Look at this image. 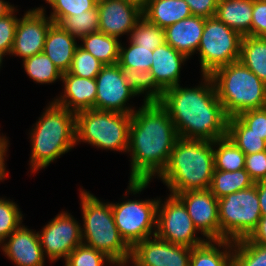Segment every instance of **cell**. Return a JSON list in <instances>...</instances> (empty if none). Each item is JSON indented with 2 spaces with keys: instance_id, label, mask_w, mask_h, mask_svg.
I'll use <instances>...</instances> for the list:
<instances>
[{
  "instance_id": "1",
  "label": "cell",
  "mask_w": 266,
  "mask_h": 266,
  "mask_svg": "<svg viewBox=\"0 0 266 266\" xmlns=\"http://www.w3.org/2000/svg\"><path fill=\"white\" fill-rule=\"evenodd\" d=\"M178 138L172 119L159 102H144L131 114L127 151L132 155V169L128 192H141L152 176L162 173Z\"/></svg>"
},
{
  "instance_id": "2",
  "label": "cell",
  "mask_w": 266,
  "mask_h": 266,
  "mask_svg": "<svg viewBox=\"0 0 266 266\" xmlns=\"http://www.w3.org/2000/svg\"><path fill=\"white\" fill-rule=\"evenodd\" d=\"M204 84L182 88L180 84L166 89L160 105L168 112L180 138L214 142L227 136L228 115L218 99L210 75Z\"/></svg>"
},
{
  "instance_id": "3",
  "label": "cell",
  "mask_w": 266,
  "mask_h": 266,
  "mask_svg": "<svg viewBox=\"0 0 266 266\" xmlns=\"http://www.w3.org/2000/svg\"><path fill=\"white\" fill-rule=\"evenodd\" d=\"M213 142L178 138L159 175L171 194L209 189L215 169Z\"/></svg>"
},
{
  "instance_id": "4",
  "label": "cell",
  "mask_w": 266,
  "mask_h": 266,
  "mask_svg": "<svg viewBox=\"0 0 266 266\" xmlns=\"http://www.w3.org/2000/svg\"><path fill=\"white\" fill-rule=\"evenodd\" d=\"M75 125L76 113L52 101L30 133L31 172L47 167L75 146Z\"/></svg>"
},
{
  "instance_id": "5",
  "label": "cell",
  "mask_w": 266,
  "mask_h": 266,
  "mask_svg": "<svg viewBox=\"0 0 266 266\" xmlns=\"http://www.w3.org/2000/svg\"><path fill=\"white\" fill-rule=\"evenodd\" d=\"M80 192L84 221V228H81L83 244L104 253L115 265L127 264L131 248L119 234L111 203L101 202L87 191Z\"/></svg>"
},
{
  "instance_id": "6",
  "label": "cell",
  "mask_w": 266,
  "mask_h": 266,
  "mask_svg": "<svg viewBox=\"0 0 266 266\" xmlns=\"http://www.w3.org/2000/svg\"><path fill=\"white\" fill-rule=\"evenodd\" d=\"M210 76L229 118L266 107V83L239 60L216 69Z\"/></svg>"
},
{
  "instance_id": "7",
  "label": "cell",
  "mask_w": 266,
  "mask_h": 266,
  "mask_svg": "<svg viewBox=\"0 0 266 266\" xmlns=\"http://www.w3.org/2000/svg\"><path fill=\"white\" fill-rule=\"evenodd\" d=\"M131 114L87 109L76 113V144L87 142L102 149L125 151L129 145Z\"/></svg>"
},
{
  "instance_id": "8",
  "label": "cell",
  "mask_w": 266,
  "mask_h": 266,
  "mask_svg": "<svg viewBox=\"0 0 266 266\" xmlns=\"http://www.w3.org/2000/svg\"><path fill=\"white\" fill-rule=\"evenodd\" d=\"M218 212L220 240L247 238L262 217L256 185L218 199Z\"/></svg>"
},
{
  "instance_id": "9",
  "label": "cell",
  "mask_w": 266,
  "mask_h": 266,
  "mask_svg": "<svg viewBox=\"0 0 266 266\" xmlns=\"http://www.w3.org/2000/svg\"><path fill=\"white\" fill-rule=\"evenodd\" d=\"M242 36L216 17L205 18L199 43L202 75L239 60Z\"/></svg>"
},
{
  "instance_id": "10",
  "label": "cell",
  "mask_w": 266,
  "mask_h": 266,
  "mask_svg": "<svg viewBox=\"0 0 266 266\" xmlns=\"http://www.w3.org/2000/svg\"><path fill=\"white\" fill-rule=\"evenodd\" d=\"M158 201V199H148L126 200L120 204L111 203L119 234L130 248L151 237L152 233L155 235ZM153 227H155L154 232Z\"/></svg>"
},
{
  "instance_id": "11",
  "label": "cell",
  "mask_w": 266,
  "mask_h": 266,
  "mask_svg": "<svg viewBox=\"0 0 266 266\" xmlns=\"http://www.w3.org/2000/svg\"><path fill=\"white\" fill-rule=\"evenodd\" d=\"M196 230L184 203L176 195L170 194L162 204L159 199L155 233L158 238L193 248L207 241L196 237Z\"/></svg>"
},
{
  "instance_id": "12",
  "label": "cell",
  "mask_w": 266,
  "mask_h": 266,
  "mask_svg": "<svg viewBox=\"0 0 266 266\" xmlns=\"http://www.w3.org/2000/svg\"><path fill=\"white\" fill-rule=\"evenodd\" d=\"M40 233L38 236L43 253L48 255L51 262L61 257L65 260L83 243L81 226L68 212L58 214Z\"/></svg>"
},
{
  "instance_id": "13",
  "label": "cell",
  "mask_w": 266,
  "mask_h": 266,
  "mask_svg": "<svg viewBox=\"0 0 266 266\" xmlns=\"http://www.w3.org/2000/svg\"><path fill=\"white\" fill-rule=\"evenodd\" d=\"M96 80L95 109L132 114L135 109L125 107L130 97L137 94L130 89L123 77L120 65H104Z\"/></svg>"
},
{
  "instance_id": "14",
  "label": "cell",
  "mask_w": 266,
  "mask_h": 266,
  "mask_svg": "<svg viewBox=\"0 0 266 266\" xmlns=\"http://www.w3.org/2000/svg\"><path fill=\"white\" fill-rule=\"evenodd\" d=\"M152 237L131 248L130 260L134 266H189L192 248L170 243L156 235Z\"/></svg>"
},
{
  "instance_id": "15",
  "label": "cell",
  "mask_w": 266,
  "mask_h": 266,
  "mask_svg": "<svg viewBox=\"0 0 266 266\" xmlns=\"http://www.w3.org/2000/svg\"><path fill=\"white\" fill-rule=\"evenodd\" d=\"M44 8L29 10L18 19L11 55L26 59L43 52L49 28L54 24L45 17Z\"/></svg>"
},
{
  "instance_id": "16",
  "label": "cell",
  "mask_w": 266,
  "mask_h": 266,
  "mask_svg": "<svg viewBox=\"0 0 266 266\" xmlns=\"http://www.w3.org/2000/svg\"><path fill=\"white\" fill-rule=\"evenodd\" d=\"M185 205L197 231L208 240H220L218 199L210 189L190 190L175 194Z\"/></svg>"
},
{
  "instance_id": "17",
  "label": "cell",
  "mask_w": 266,
  "mask_h": 266,
  "mask_svg": "<svg viewBox=\"0 0 266 266\" xmlns=\"http://www.w3.org/2000/svg\"><path fill=\"white\" fill-rule=\"evenodd\" d=\"M99 31L119 38L131 33L143 17L142 11L124 0H98Z\"/></svg>"
},
{
  "instance_id": "18",
  "label": "cell",
  "mask_w": 266,
  "mask_h": 266,
  "mask_svg": "<svg viewBox=\"0 0 266 266\" xmlns=\"http://www.w3.org/2000/svg\"><path fill=\"white\" fill-rule=\"evenodd\" d=\"M8 238L9 241L1 248L17 266H44V253L38 232L20 225Z\"/></svg>"
},
{
  "instance_id": "19",
  "label": "cell",
  "mask_w": 266,
  "mask_h": 266,
  "mask_svg": "<svg viewBox=\"0 0 266 266\" xmlns=\"http://www.w3.org/2000/svg\"><path fill=\"white\" fill-rule=\"evenodd\" d=\"M64 93L53 102L74 113L87 109H95L96 80L95 78H81L69 72L62 74Z\"/></svg>"
},
{
  "instance_id": "20",
  "label": "cell",
  "mask_w": 266,
  "mask_h": 266,
  "mask_svg": "<svg viewBox=\"0 0 266 266\" xmlns=\"http://www.w3.org/2000/svg\"><path fill=\"white\" fill-rule=\"evenodd\" d=\"M205 18L191 15L164 29L165 42L187 58L199 48Z\"/></svg>"
},
{
  "instance_id": "21",
  "label": "cell",
  "mask_w": 266,
  "mask_h": 266,
  "mask_svg": "<svg viewBox=\"0 0 266 266\" xmlns=\"http://www.w3.org/2000/svg\"><path fill=\"white\" fill-rule=\"evenodd\" d=\"M150 71L156 83L165 91L179 84L181 64L188 59L167 43L155 48Z\"/></svg>"
},
{
  "instance_id": "22",
  "label": "cell",
  "mask_w": 266,
  "mask_h": 266,
  "mask_svg": "<svg viewBox=\"0 0 266 266\" xmlns=\"http://www.w3.org/2000/svg\"><path fill=\"white\" fill-rule=\"evenodd\" d=\"M75 40L76 38L59 24L54 23L48 30L43 53L62 73L68 72L71 67L74 52L78 46Z\"/></svg>"
},
{
  "instance_id": "23",
  "label": "cell",
  "mask_w": 266,
  "mask_h": 266,
  "mask_svg": "<svg viewBox=\"0 0 266 266\" xmlns=\"http://www.w3.org/2000/svg\"><path fill=\"white\" fill-rule=\"evenodd\" d=\"M253 0H218L215 17L238 32L251 35Z\"/></svg>"
},
{
  "instance_id": "24",
  "label": "cell",
  "mask_w": 266,
  "mask_h": 266,
  "mask_svg": "<svg viewBox=\"0 0 266 266\" xmlns=\"http://www.w3.org/2000/svg\"><path fill=\"white\" fill-rule=\"evenodd\" d=\"M142 15L148 22L165 29L190 17L192 12L185 0H149Z\"/></svg>"
},
{
  "instance_id": "25",
  "label": "cell",
  "mask_w": 266,
  "mask_h": 266,
  "mask_svg": "<svg viewBox=\"0 0 266 266\" xmlns=\"http://www.w3.org/2000/svg\"><path fill=\"white\" fill-rule=\"evenodd\" d=\"M219 247H225L226 250L220 251ZM228 249L232 251V241L226 239L207 240L192 248L189 266H233V252Z\"/></svg>"
},
{
  "instance_id": "26",
  "label": "cell",
  "mask_w": 266,
  "mask_h": 266,
  "mask_svg": "<svg viewBox=\"0 0 266 266\" xmlns=\"http://www.w3.org/2000/svg\"><path fill=\"white\" fill-rule=\"evenodd\" d=\"M239 61L266 83V38L243 36Z\"/></svg>"
},
{
  "instance_id": "27",
  "label": "cell",
  "mask_w": 266,
  "mask_h": 266,
  "mask_svg": "<svg viewBox=\"0 0 266 266\" xmlns=\"http://www.w3.org/2000/svg\"><path fill=\"white\" fill-rule=\"evenodd\" d=\"M83 45L80 47L91 53L104 65H114L119 61V39L106 35L103 32H95L81 38Z\"/></svg>"
},
{
  "instance_id": "28",
  "label": "cell",
  "mask_w": 266,
  "mask_h": 266,
  "mask_svg": "<svg viewBox=\"0 0 266 266\" xmlns=\"http://www.w3.org/2000/svg\"><path fill=\"white\" fill-rule=\"evenodd\" d=\"M253 185L255 182L245 169L233 172L214 169L209 189L217 199H221L228 194L250 188Z\"/></svg>"
},
{
  "instance_id": "29",
  "label": "cell",
  "mask_w": 266,
  "mask_h": 266,
  "mask_svg": "<svg viewBox=\"0 0 266 266\" xmlns=\"http://www.w3.org/2000/svg\"><path fill=\"white\" fill-rule=\"evenodd\" d=\"M127 86L137 95L145 94L144 102H159L164 90L156 83L150 70H137L121 67Z\"/></svg>"
},
{
  "instance_id": "30",
  "label": "cell",
  "mask_w": 266,
  "mask_h": 266,
  "mask_svg": "<svg viewBox=\"0 0 266 266\" xmlns=\"http://www.w3.org/2000/svg\"><path fill=\"white\" fill-rule=\"evenodd\" d=\"M227 136L245 155L266 150L264 136L250 132V128L238 116L228 119Z\"/></svg>"
},
{
  "instance_id": "31",
  "label": "cell",
  "mask_w": 266,
  "mask_h": 266,
  "mask_svg": "<svg viewBox=\"0 0 266 266\" xmlns=\"http://www.w3.org/2000/svg\"><path fill=\"white\" fill-rule=\"evenodd\" d=\"M213 145L218 147L213 150L216 170L233 172L245 169L246 155L228 136L215 140Z\"/></svg>"
},
{
  "instance_id": "32",
  "label": "cell",
  "mask_w": 266,
  "mask_h": 266,
  "mask_svg": "<svg viewBox=\"0 0 266 266\" xmlns=\"http://www.w3.org/2000/svg\"><path fill=\"white\" fill-rule=\"evenodd\" d=\"M23 65L28 76L37 83H53L62 78L63 73L43 52L24 59Z\"/></svg>"
},
{
  "instance_id": "33",
  "label": "cell",
  "mask_w": 266,
  "mask_h": 266,
  "mask_svg": "<svg viewBox=\"0 0 266 266\" xmlns=\"http://www.w3.org/2000/svg\"><path fill=\"white\" fill-rule=\"evenodd\" d=\"M58 24L74 38L81 39L90 33L99 31L98 8L96 6L89 11L68 16Z\"/></svg>"
},
{
  "instance_id": "34",
  "label": "cell",
  "mask_w": 266,
  "mask_h": 266,
  "mask_svg": "<svg viewBox=\"0 0 266 266\" xmlns=\"http://www.w3.org/2000/svg\"><path fill=\"white\" fill-rule=\"evenodd\" d=\"M233 247V266H266V245L243 238L234 241Z\"/></svg>"
},
{
  "instance_id": "35",
  "label": "cell",
  "mask_w": 266,
  "mask_h": 266,
  "mask_svg": "<svg viewBox=\"0 0 266 266\" xmlns=\"http://www.w3.org/2000/svg\"><path fill=\"white\" fill-rule=\"evenodd\" d=\"M129 39L134 44L145 48H151V50L166 43L164 29L148 22L144 17L137 22L134 29L131 31Z\"/></svg>"
},
{
  "instance_id": "36",
  "label": "cell",
  "mask_w": 266,
  "mask_h": 266,
  "mask_svg": "<svg viewBox=\"0 0 266 266\" xmlns=\"http://www.w3.org/2000/svg\"><path fill=\"white\" fill-rule=\"evenodd\" d=\"M152 56L153 50L151 48L138 46L130 40L127 49L120 44L118 64L124 68L150 70L153 62Z\"/></svg>"
},
{
  "instance_id": "37",
  "label": "cell",
  "mask_w": 266,
  "mask_h": 266,
  "mask_svg": "<svg viewBox=\"0 0 266 266\" xmlns=\"http://www.w3.org/2000/svg\"><path fill=\"white\" fill-rule=\"evenodd\" d=\"M52 6L50 15L53 23L58 24L62 19L74 14L89 11L97 6L98 0H45Z\"/></svg>"
},
{
  "instance_id": "38",
  "label": "cell",
  "mask_w": 266,
  "mask_h": 266,
  "mask_svg": "<svg viewBox=\"0 0 266 266\" xmlns=\"http://www.w3.org/2000/svg\"><path fill=\"white\" fill-rule=\"evenodd\" d=\"M103 66L102 62L78 45L68 72L81 78H95Z\"/></svg>"
},
{
  "instance_id": "39",
  "label": "cell",
  "mask_w": 266,
  "mask_h": 266,
  "mask_svg": "<svg viewBox=\"0 0 266 266\" xmlns=\"http://www.w3.org/2000/svg\"><path fill=\"white\" fill-rule=\"evenodd\" d=\"M105 261L115 265L104 253L82 243L65 259V266H103Z\"/></svg>"
},
{
  "instance_id": "40",
  "label": "cell",
  "mask_w": 266,
  "mask_h": 266,
  "mask_svg": "<svg viewBox=\"0 0 266 266\" xmlns=\"http://www.w3.org/2000/svg\"><path fill=\"white\" fill-rule=\"evenodd\" d=\"M13 201L0 198V243L13 233L22 223V213Z\"/></svg>"
},
{
  "instance_id": "41",
  "label": "cell",
  "mask_w": 266,
  "mask_h": 266,
  "mask_svg": "<svg viewBox=\"0 0 266 266\" xmlns=\"http://www.w3.org/2000/svg\"><path fill=\"white\" fill-rule=\"evenodd\" d=\"M13 14L14 9L5 17L0 18V52L4 55L10 54L14 43L18 18Z\"/></svg>"
},
{
  "instance_id": "42",
  "label": "cell",
  "mask_w": 266,
  "mask_h": 266,
  "mask_svg": "<svg viewBox=\"0 0 266 266\" xmlns=\"http://www.w3.org/2000/svg\"><path fill=\"white\" fill-rule=\"evenodd\" d=\"M238 117L250 128V132L264 136L266 141V107L243 111Z\"/></svg>"
},
{
  "instance_id": "43",
  "label": "cell",
  "mask_w": 266,
  "mask_h": 266,
  "mask_svg": "<svg viewBox=\"0 0 266 266\" xmlns=\"http://www.w3.org/2000/svg\"><path fill=\"white\" fill-rule=\"evenodd\" d=\"M245 170L254 182L266 180V150L246 155Z\"/></svg>"
},
{
  "instance_id": "44",
  "label": "cell",
  "mask_w": 266,
  "mask_h": 266,
  "mask_svg": "<svg viewBox=\"0 0 266 266\" xmlns=\"http://www.w3.org/2000/svg\"><path fill=\"white\" fill-rule=\"evenodd\" d=\"M251 36L266 38V2L253 0Z\"/></svg>"
},
{
  "instance_id": "45",
  "label": "cell",
  "mask_w": 266,
  "mask_h": 266,
  "mask_svg": "<svg viewBox=\"0 0 266 266\" xmlns=\"http://www.w3.org/2000/svg\"><path fill=\"white\" fill-rule=\"evenodd\" d=\"M192 12V15L204 18L215 17L218 0H185Z\"/></svg>"
},
{
  "instance_id": "46",
  "label": "cell",
  "mask_w": 266,
  "mask_h": 266,
  "mask_svg": "<svg viewBox=\"0 0 266 266\" xmlns=\"http://www.w3.org/2000/svg\"><path fill=\"white\" fill-rule=\"evenodd\" d=\"M250 242L266 245V216H262L256 228L247 237Z\"/></svg>"
},
{
  "instance_id": "47",
  "label": "cell",
  "mask_w": 266,
  "mask_h": 266,
  "mask_svg": "<svg viewBox=\"0 0 266 266\" xmlns=\"http://www.w3.org/2000/svg\"><path fill=\"white\" fill-rule=\"evenodd\" d=\"M255 185L257 187L261 215L266 216V180L257 181Z\"/></svg>"
},
{
  "instance_id": "48",
  "label": "cell",
  "mask_w": 266,
  "mask_h": 266,
  "mask_svg": "<svg viewBox=\"0 0 266 266\" xmlns=\"http://www.w3.org/2000/svg\"><path fill=\"white\" fill-rule=\"evenodd\" d=\"M6 137L0 142V181L6 177L4 157L8 147Z\"/></svg>"
},
{
  "instance_id": "49",
  "label": "cell",
  "mask_w": 266,
  "mask_h": 266,
  "mask_svg": "<svg viewBox=\"0 0 266 266\" xmlns=\"http://www.w3.org/2000/svg\"><path fill=\"white\" fill-rule=\"evenodd\" d=\"M13 9H15L14 6L3 0H0V18H3L8 15Z\"/></svg>"
},
{
  "instance_id": "50",
  "label": "cell",
  "mask_w": 266,
  "mask_h": 266,
  "mask_svg": "<svg viewBox=\"0 0 266 266\" xmlns=\"http://www.w3.org/2000/svg\"><path fill=\"white\" fill-rule=\"evenodd\" d=\"M124 1L138 7L141 11H143L147 7V3L149 0H124Z\"/></svg>"
},
{
  "instance_id": "51",
  "label": "cell",
  "mask_w": 266,
  "mask_h": 266,
  "mask_svg": "<svg viewBox=\"0 0 266 266\" xmlns=\"http://www.w3.org/2000/svg\"><path fill=\"white\" fill-rule=\"evenodd\" d=\"M3 56H4V54L0 52V66H1V63H2V60H3Z\"/></svg>"
},
{
  "instance_id": "52",
  "label": "cell",
  "mask_w": 266,
  "mask_h": 266,
  "mask_svg": "<svg viewBox=\"0 0 266 266\" xmlns=\"http://www.w3.org/2000/svg\"><path fill=\"white\" fill-rule=\"evenodd\" d=\"M4 138H5V137H3V136H2V137H0V142H1V141H2Z\"/></svg>"
}]
</instances>
